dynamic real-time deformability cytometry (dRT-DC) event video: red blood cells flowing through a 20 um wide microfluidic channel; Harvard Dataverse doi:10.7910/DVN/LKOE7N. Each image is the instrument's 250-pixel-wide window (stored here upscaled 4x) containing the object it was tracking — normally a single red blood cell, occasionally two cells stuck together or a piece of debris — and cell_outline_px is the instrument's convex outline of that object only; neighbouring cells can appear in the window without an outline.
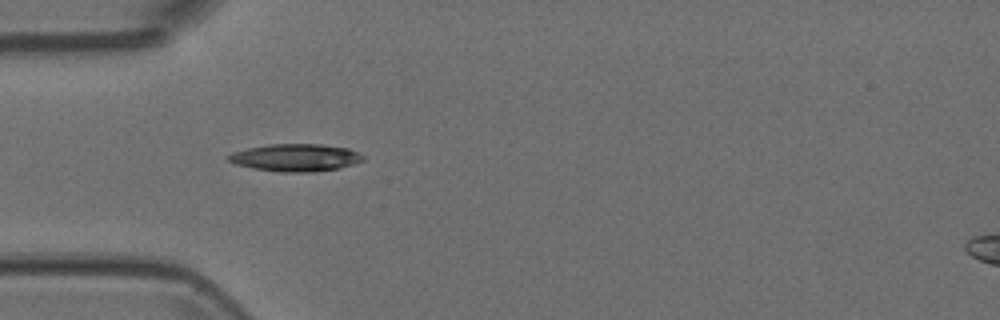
{"species": "Egyptian fruit bat (a non-hibernating species)", "species_latin": "Rousettus aegyptiacus", "temperature_condition": "room temperature", "stored_images_in_passage": 9, "camera_frame_rate_fps": 3000, "um_per_image_px": 0.085, "animal": {"sex": "female"}, "frame": {"image": 1, "passage_image": 6, "time_ms": 1.667, "image_size_px": [1000, 320], "cell_outline_px": [[364, 160], [352, 164], [336, 168], [312, 172], [284, 172], [252, 168], [236, 164], [228, 160], [228, 156], [232, 152], [248, 148], [268, 144], [320, 144], [348, 148], [364, 156]], "centroid_in_image_um": [25.11, 13.39], "position_along_channel_um": 59.9, "area_um2": 21.27}}
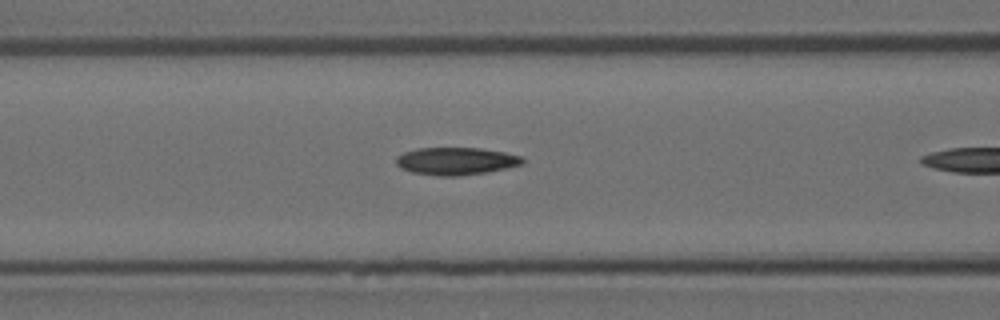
{"frame": {"image": 2, "passage_image": 8, "time_ms": 2.333, "image_size_px": [1000, 320], "cell_outline_px": [[524, 164], [488, 172], [460, 176], [440, 176], [412, 172], [400, 168], [396, 164], [396, 156], [404, 152], [416, 148], [480, 148], [504, 152], [520, 156], [524, 160]], "centroid_in_image_um": [38.75, 13.69], "position_along_channel_um": 127.9, "area_um2": 20.35}}